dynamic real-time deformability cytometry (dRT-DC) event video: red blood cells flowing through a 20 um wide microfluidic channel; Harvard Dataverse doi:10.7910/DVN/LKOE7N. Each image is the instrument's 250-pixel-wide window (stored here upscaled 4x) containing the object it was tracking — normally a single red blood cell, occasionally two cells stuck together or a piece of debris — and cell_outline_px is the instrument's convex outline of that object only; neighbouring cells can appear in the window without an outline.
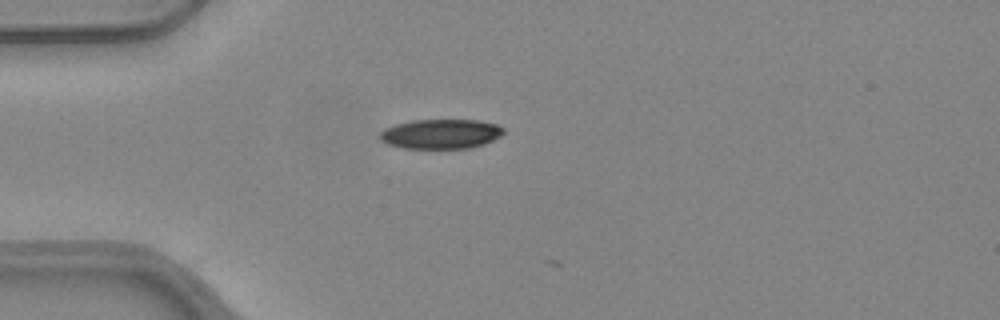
{"species": "common noctule bat (a hibernating species)", "species_latin": "Nyctalus noctula", "temperature_condition": "warm", "stored_images_in_passage": 4, "camera_frame_rate_fps": 3000, "um_per_image_px": 0.085, "animal": {"sex": "female", "body_mass_g": 24.6, "forearm_length_mm": 56.2}, "frame": {"image": 1, "passage_image": 1, "time_ms": 0.0, "image_size_px": [1000, 320], "cell_outline_px": [[504, 132], [500, 136], [484, 144], [468, 148], [404, 148], [388, 144], [380, 140], [380, 132], [384, 128], [396, 124], [412, 120], [480, 120], [496, 124], [504, 128]], "centroid_in_image_um": [37.47, 11.38], "position_along_channel_um": 47.5, "area_um2": 21.33}}